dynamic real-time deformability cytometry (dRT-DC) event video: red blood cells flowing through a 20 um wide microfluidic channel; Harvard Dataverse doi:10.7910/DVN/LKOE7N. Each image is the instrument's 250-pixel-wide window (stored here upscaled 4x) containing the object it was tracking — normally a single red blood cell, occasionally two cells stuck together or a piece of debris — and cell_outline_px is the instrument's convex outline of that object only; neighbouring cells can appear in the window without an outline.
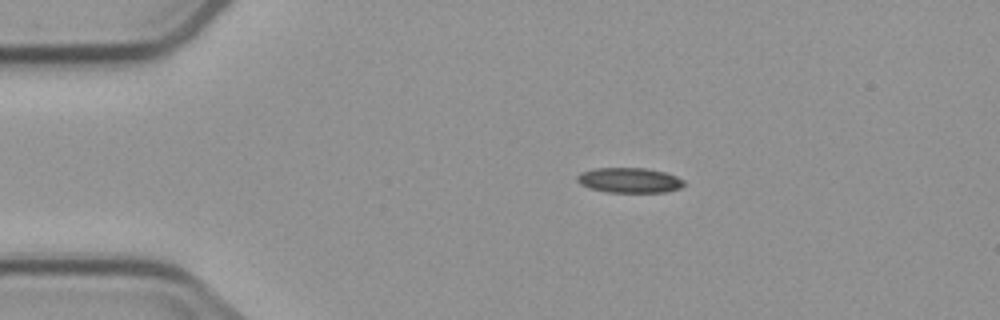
{"species": "common noctule bat (a hibernating species)", "species_latin": "Nyctalus noctula", "temperature_condition": "cold", "stored_images_in_passage": 3, "camera_frame_rate_fps": 3000, "um_per_image_px": 0.085, "animal": {"sex": "male", "body_mass_g": 23.1, "forearm_length_mm": 52.7}, "frame": {"image": 1, "passage_image": 1, "time_ms": 0.0, "image_size_px": [1000, 320], "cell_outline_px": [[684, 184], [680, 188], [668, 192], [608, 192], [588, 188], [580, 184], [576, 180], [576, 176], [580, 172], [596, 168], [648, 168], [664, 172], [676, 176], [684, 180]], "centroid_in_image_um": [53.48, 15.32], "position_along_channel_um": 31.5, "area_um2": 15.72}}
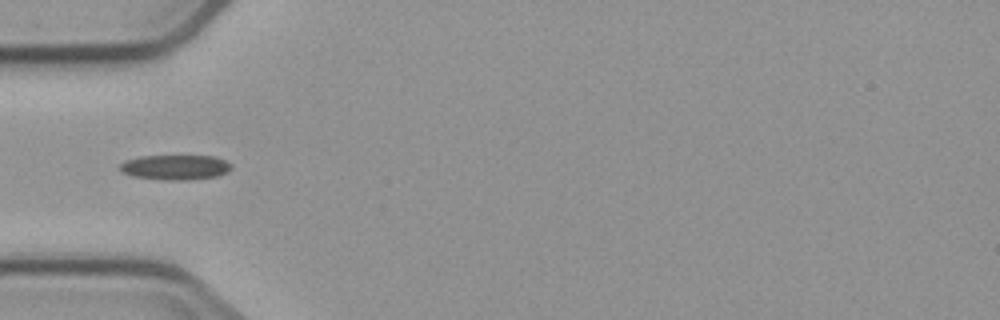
{"frame": {"image": 2, "passage_image": 3, "time_ms": 2.333, "image_size_px": [1000, 320], "cell_outline_px": [[232, 168], [228, 172], [216, 176], [188, 180], [164, 180], [132, 176], [124, 172], [120, 168], [120, 164], [128, 160], [140, 156], [212, 156], [224, 160], [232, 164]], "centroid_in_image_um": [14.94, 14.22], "position_along_channel_um": 70.1, "area_um2": 16.07}}